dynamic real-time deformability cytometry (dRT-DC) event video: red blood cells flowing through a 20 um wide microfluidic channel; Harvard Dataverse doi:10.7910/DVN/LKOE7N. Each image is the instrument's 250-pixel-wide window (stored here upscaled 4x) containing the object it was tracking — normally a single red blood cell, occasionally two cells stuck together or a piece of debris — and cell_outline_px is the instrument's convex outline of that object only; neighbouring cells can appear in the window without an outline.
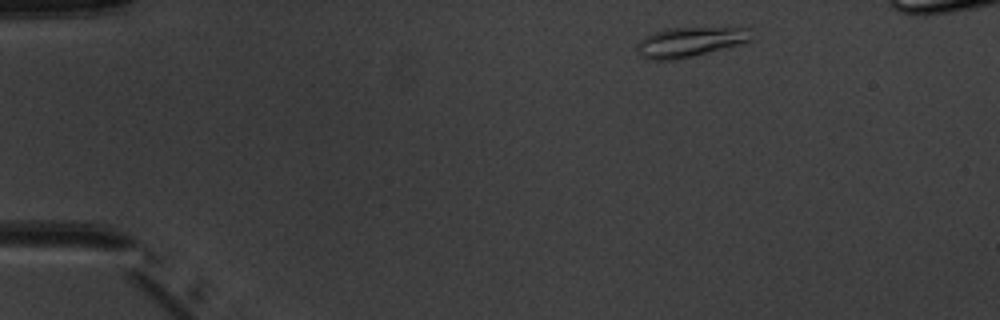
{"species": "common noctule bat (a hibernating species)", "species_latin": "Nyctalus noctula", "temperature_condition": "warm", "stored_images_in_passage": 4, "camera_frame_rate_fps": 3000, "um_per_image_px": 0.085, "animal": {"sex": "male", "body_mass_g": 20.1, "forearm_length_mm": 53.5}, "frame": {"image": 1, "passage_image": 1, "time_ms": 0.0, "image_size_px": [1000, 320], "cell_outline_px": [[756, 28], [752, 40], [744, 44], [676, 60], [648, 60], [640, 56], [636, 52], [636, 44], [644, 36], [668, 28]], "centroid_in_image_um": [58.69, 3.58], "position_along_channel_um": 26.3, "area_um2": 20.35}}